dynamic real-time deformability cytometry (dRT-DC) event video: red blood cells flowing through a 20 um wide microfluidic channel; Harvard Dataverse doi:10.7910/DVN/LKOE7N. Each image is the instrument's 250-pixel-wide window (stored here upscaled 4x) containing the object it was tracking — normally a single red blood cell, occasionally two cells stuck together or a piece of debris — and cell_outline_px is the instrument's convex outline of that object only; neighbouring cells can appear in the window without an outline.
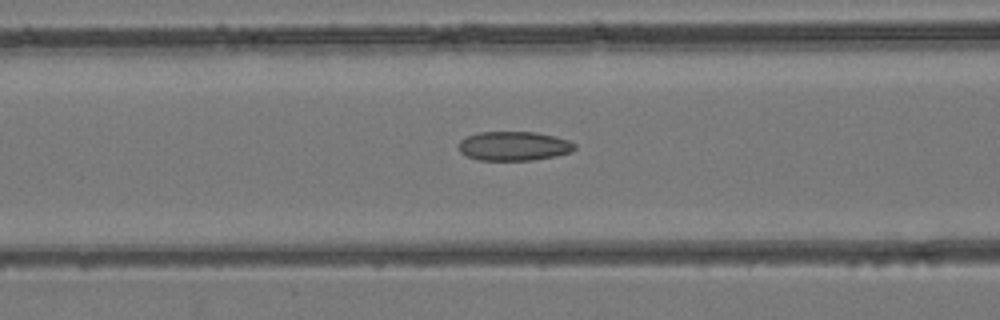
{"species": "common noctule bat (a hibernating species)", "species_latin": "Nyctalus noctula", "temperature_condition": "room temperature", "stored_images_in_passage": 50, "camera_frame_rate_fps": 3000, "um_per_image_px": 0.085, "animal": {"sex": "female", "body_mass_g": 24.6, "forearm_length_mm": 56.2}, "frame": {"image": 1, "passage_image": 21, "time_ms": 6.667, "image_size_px": [1000, 320], "cell_outline_px": [[576, 148], [572, 152], [556, 156], [532, 160], [480, 160], [468, 156], [460, 152], [460, 140], [468, 136], [480, 132], [536, 132], [556, 136], [568, 140], [576, 144]], "centroid_in_image_um": [43.73, 12.41], "position_along_channel_um": 122.9, "area_um2": 19.71}}
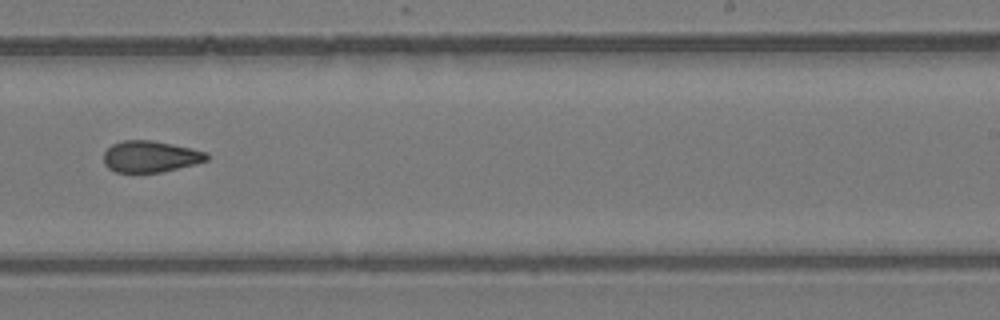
{"frame": {"image": 2, "passage_image": 32, "time_ms": 10.333, "image_size_px": [1000, 320], "cell_outline_px": [[208, 160], [196, 164], [160, 172], [116, 172], [108, 168], [104, 164], [104, 152], [112, 144], [124, 140], [152, 140], [192, 148], [208, 152]], "centroid_in_image_um": [12.79, 13.3], "position_along_channel_um": 276.2, "area_um2": 18.9}}
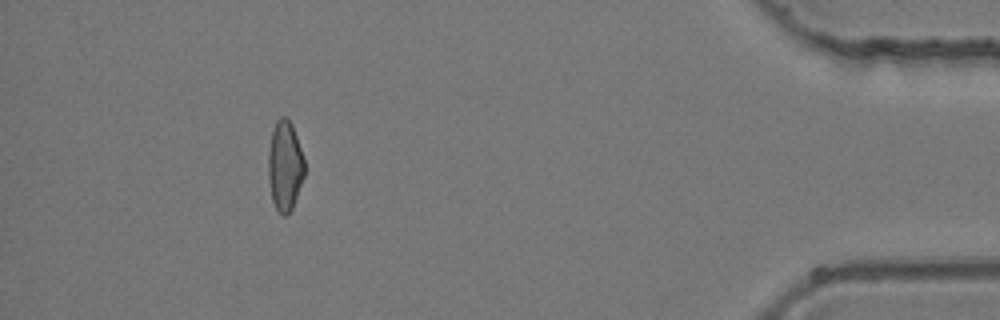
{"frame": {"image": 3, "passage_image": 46, "time_ms": 15.0, "image_size_px": [1000, 320], "cell_outline_px": [[304, 176], [292, 208], [284, 216], [276, 208], [272, 200], [268, 176], [268, 152], [272, 132], [276, 120], [280, 116], [288, 116], [292, 124], [304, 160]], "centroid_in_image_um": [24.2, 14.05], "position_along_channel_um": 411.0, "area_um2": 18.84}}